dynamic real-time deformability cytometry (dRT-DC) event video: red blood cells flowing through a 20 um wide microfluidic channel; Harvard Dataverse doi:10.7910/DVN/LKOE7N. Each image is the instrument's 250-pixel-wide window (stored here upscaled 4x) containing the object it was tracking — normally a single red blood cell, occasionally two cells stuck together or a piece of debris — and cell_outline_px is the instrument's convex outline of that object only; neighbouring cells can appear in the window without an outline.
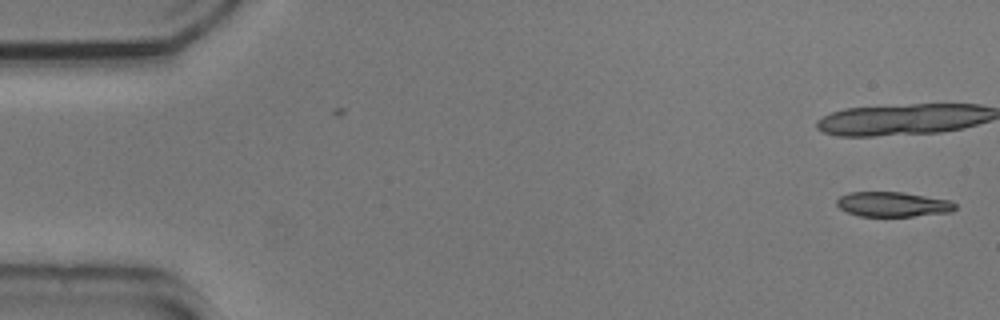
{"species": "common noctule bat (a hibernating species)", "species_latin": "Nyctalus noctula", "temperature_condition": "cold", "stored_images_in_passage": 19, "camera_frame_rate_fps": 3000, "um_per_image_px": 0.085, "animal": {"sex": "male", "body_mass_g": 20.5, "forearm_length_mm": 52.5}, "frame": {"image": 1, "passage_image": 1, "time_ms": 0.0, "image_size_px": [1000, 320], "cell_outline_px": [[956, 208], [952, 212], [912, 216], [860, 216], [848, 212], [840, 208], [836, 204], [836, 200], [840, 196], [848, 192], [904, 192], [952, 200], [956, 204]], "centroid_in_image_um": [75.92, 17.36], "position_along_channel_um": 9.1, "area_um2": 17.28}}